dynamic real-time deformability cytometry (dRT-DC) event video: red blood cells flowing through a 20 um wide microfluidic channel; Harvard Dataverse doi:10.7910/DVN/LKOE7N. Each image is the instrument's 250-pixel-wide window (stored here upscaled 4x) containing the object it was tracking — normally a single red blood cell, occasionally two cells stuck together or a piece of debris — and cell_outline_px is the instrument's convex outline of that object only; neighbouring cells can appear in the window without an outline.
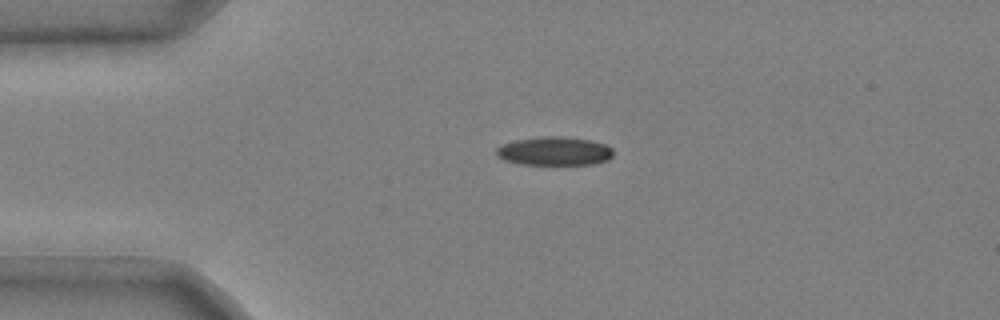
{"species": "common noctule bat (a hibernating species)", "species_latin": "Nyctalus noctula", "temperature_condition": "cold", "stored_images_in_passage": 39, "camera_frame_rate_fps": 3000, "um_per_image_px": 0.085, "animal": {"sex": "male", "body_mass_g": 20.4}, "frame": {"image": 1, "passage_image": 1, "time_ms": 0.0, "image_size_px": [1000, 320], "cell_outline_px": [[612, 156], [608, 160], [592, 164], [520, 164], [504, 160], [496, 156], [496, 148], [504, 144], [516, 140], [540, 136], [564, 136], [592, 140], [604, 144], [612, 148]], "centroid_in_image_um": [47.12, 12.84], "position_along_channel_um": 37.9, "area_um2": 19.54}}
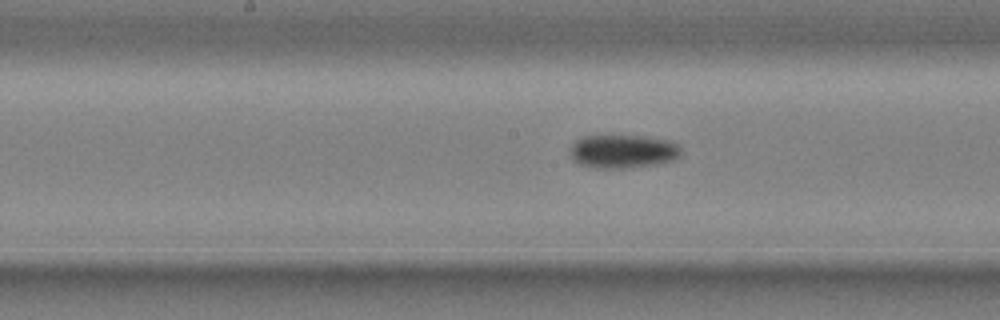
{"frame": {"image": 2, "passage_image": 16, "time_ms": 5.0, "image_size_px": [1000, 320], "cell_outline_px": [[680, 156], [676, 160], [656, 164], [624, 168], [596, 168], [580, 164], [572, 160], [572, 144], [576, 140], [584, 136], [648, 136], [668, 140], [680, 144]], "centroid_in_image_um": [53.0, 12.86], "position_along_channel_um": 195.2, "area_um2": 21.68}}
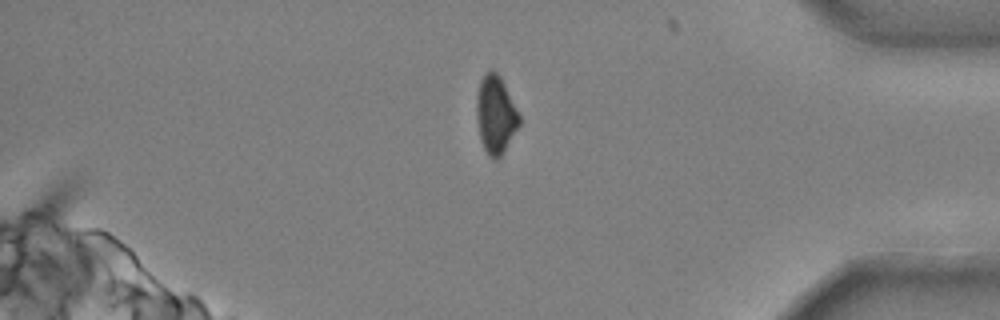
{"frame": {"image": 3, "passage_image": 34, "time_ms": 11.0, "image_size_px": [1000, 320], "cell_outline_px": [[520, 124], [500, 156], [496, 160], [492, 160], [488, 156], [484, 148], [480, 136], [476, 116], [476, 100], [480, 80], [484, 72], [492, 68], [500, 76], [520, 116]], "centroid_in_image_um": [42.11, 9.72], "position_along_channel_um": 393.1, "area_um2": 19.25}, "authors_computed_cell_mechanics": {"area_um2": 20.6346, "velocity_mm_per_s": 3.7283, "shape_relaxation_time_tau1_ms": 4.5722, "shape_relaxation_time_tau2_ms": null, "deformation_change_tau1": 0.1293, "deformation_change_tau2": null}}